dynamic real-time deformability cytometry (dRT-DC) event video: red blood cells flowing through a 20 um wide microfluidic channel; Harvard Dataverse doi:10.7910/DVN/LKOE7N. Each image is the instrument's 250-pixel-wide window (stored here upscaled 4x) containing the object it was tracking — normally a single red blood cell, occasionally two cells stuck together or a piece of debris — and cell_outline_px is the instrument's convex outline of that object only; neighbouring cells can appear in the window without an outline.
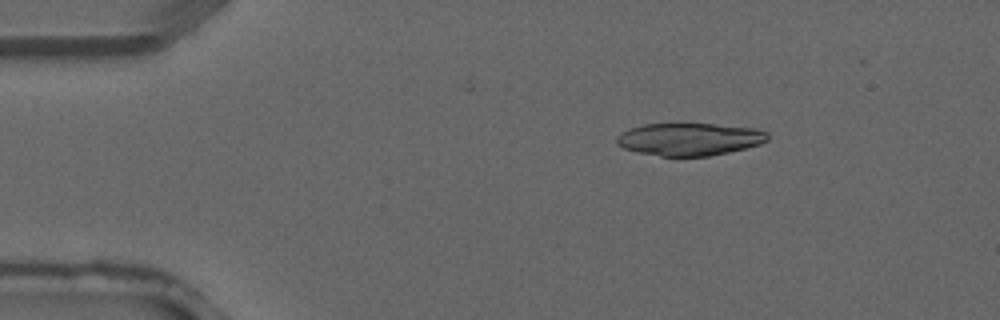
{"species": "common noctule bat (a hibernating species)", "species_latin": "Nyctalus noctula", "temperature_condition": "warm", "stored_images_in_passage": 2, "camera_frame_rate_fps": 3000, "um_per_image_px": 0.085, "animal": {"sex": "male", "forearm_length_mm": 52.5}, "frame": {"image": 1, "passage_image": 1, "time_ms": 0.0, "image_size_px": [1000, 320], "cell_outline_px": [[768, 140], [760, 144], [728, 152], [708, 156], [660, 156], [636, 152], [624, 148], [616, 144], [616, 136], [628, 128], [644, 124], [716, 124], [756, 128], [768, 132]], "centroid_in_image_um": [58.58, 11.83], "position_along_channel_um": 26.4, "area_um2": 28.73}}